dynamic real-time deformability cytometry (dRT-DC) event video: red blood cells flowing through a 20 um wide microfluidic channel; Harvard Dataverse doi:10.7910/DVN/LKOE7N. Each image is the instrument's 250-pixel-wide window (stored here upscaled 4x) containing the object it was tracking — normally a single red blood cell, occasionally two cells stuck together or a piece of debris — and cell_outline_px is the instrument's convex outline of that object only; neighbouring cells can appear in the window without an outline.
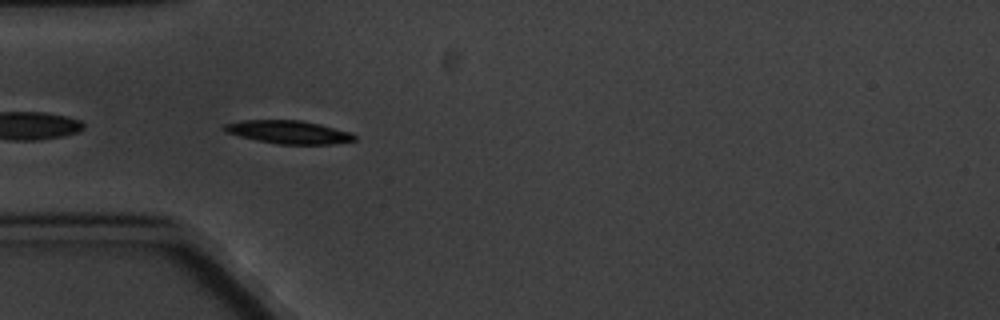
{"species": "common noctule bat (a hibernating species)", "species_latin": "Nyctalus noctula", "temperature_condition": "cold", "stored_images_in_passage": 6, "camera_frame_rate_fps": 3000, "um_per_image_px": 0.085, "animal": {"sex": "male", "body_mass_g": 20.1, "forearm_length_mm": 53.5}, "frame": {"image": 1, "passage_image": 6, "time_ms": 5.667, "image_size_px": [1000, 320], "cell_outline_px": [[356, 140], [332, 144], [280, 144], [256, 140], [224, 132], [220, 128], [224, 124], [240, 120], [300, 120], [320, 124], [352, 132], [356, 136]], "centroid_in_image_um": [24.51, 11.22], "position_along_channel_um": 60.5, "area_um2": 17.69}}